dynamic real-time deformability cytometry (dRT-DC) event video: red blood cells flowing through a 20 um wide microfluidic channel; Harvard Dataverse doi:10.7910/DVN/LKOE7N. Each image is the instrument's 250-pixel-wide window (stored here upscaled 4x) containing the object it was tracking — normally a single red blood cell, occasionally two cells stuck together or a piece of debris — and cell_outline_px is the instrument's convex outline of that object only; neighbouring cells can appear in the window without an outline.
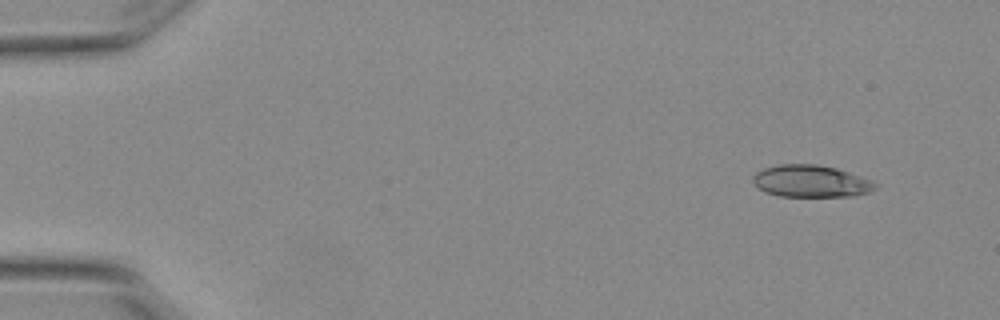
{"species": "Egyptian fruit bat (a non-hibernating species)", "species_latin": "Rousettus aegyptiacus", "temperature_condition": "warm", "stored_images_in_passage": 5, "camera_frame_rate_fps": 3000, "um_per_image_px": 0.085, "animal": {"sex": "female"}, "frame": {"image": 1, "passage_image": 2, "time_ms": 0.333, "image_size_px": [1000, 320], "cell_outline_px": [[876, 188], [868, 192], [852, 196], [780, 196], [764, 192], [752, 180], [752, 176], [756, 172], [764, 168], [780, 164], [816, 164], [836, 168], [872, 180], [876, 184]], "centroid_in_image_um": [68.91, 15.4], "position_along_channel_um": 16.1, "area_um2": 22.72}}
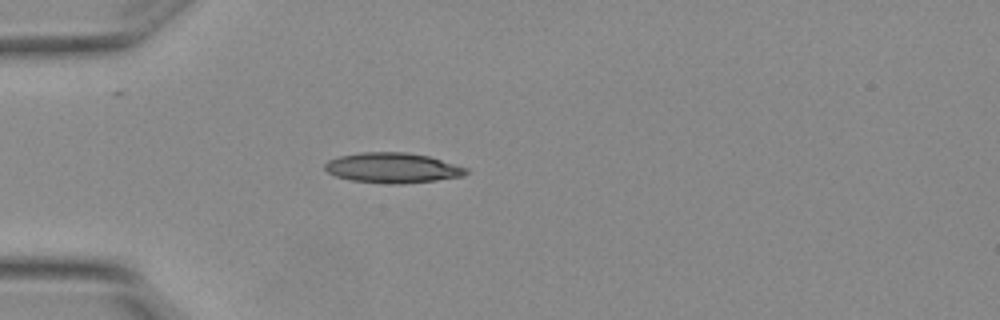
{"frame": {"image": 2, "passage_image": 5, "time_ms": 1.333, "image_size_px": [1000, 320], "cell_outline_px": [[468, 172], [464, 176], [436, 180], [400, 184], [392, 184], [352, 180], [336, 176], [328, 172], [324, 168], [324, 164], [328, 160], [340, 156], [360, 152], [404, 152], [428, 156], [468, 168]], "centroid_in_image_um": [33.37, 14.26], "position_along_channel_um": 51.6, "area_um2": 24.68}}